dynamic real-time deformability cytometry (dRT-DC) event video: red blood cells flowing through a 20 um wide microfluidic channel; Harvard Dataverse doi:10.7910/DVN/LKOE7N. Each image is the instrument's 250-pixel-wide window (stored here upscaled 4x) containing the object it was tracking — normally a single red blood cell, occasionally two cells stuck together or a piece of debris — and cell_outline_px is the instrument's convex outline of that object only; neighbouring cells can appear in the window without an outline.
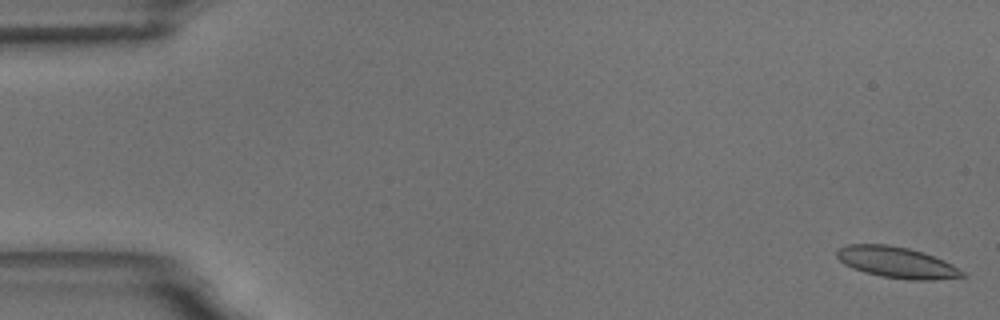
{"species": "common noctule bat (a hibernating species)", "species_latin": "Nyctalus noctula", "temperature_condition": "room temperature", "stored_images_in_passage": 14, "camera_frame_rate_fps": 3000, "um_per_image_px": 0.085, "animal": {"sex": "male", "body_mass_g": 18.8}, "frame": {"image": 1, "passage_image": 1, "time_ms": 0.0, "image_size_px": [1000, 320], "cell_outline_px": [[968, 276], [932, 280], [908, 280], [880, 276], [864, 272], [852, 268], [844, 264], [836, 256], [836, 252], [840, 248], [848, 244], [888, 244], [908, 248], [924, 252], [944, 260], [952, 264], [964, 272]], "centroid_in_image_um": [76.23, 22.3], "position_along_channel_um": 8.8, "area_um2": 22.89}}